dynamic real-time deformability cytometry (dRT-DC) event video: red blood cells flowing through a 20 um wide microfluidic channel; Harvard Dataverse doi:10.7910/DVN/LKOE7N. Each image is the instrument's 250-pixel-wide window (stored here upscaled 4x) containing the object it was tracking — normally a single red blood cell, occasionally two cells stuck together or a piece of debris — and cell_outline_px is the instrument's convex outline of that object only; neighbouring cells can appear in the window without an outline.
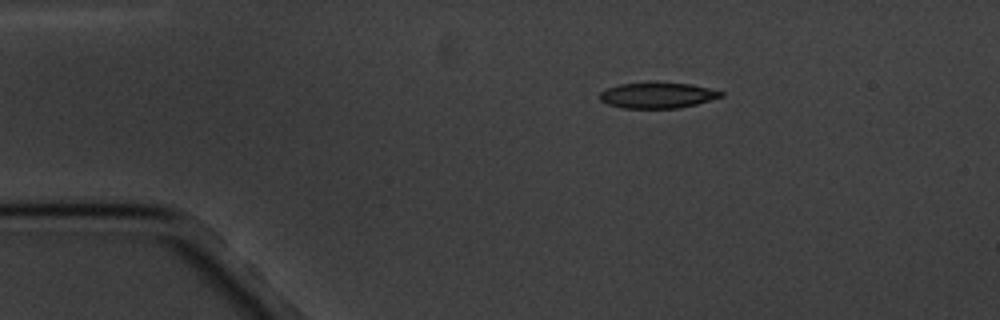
{"species": "common noctule bat (a hibernating species)", "species_latin": "Nyctalus noctula", "temperature_condition": "cold", "stored_images_in_passage": 5, "camera_frame_rate_fps": 3000, "um_per_image_px": 0.085, "animal": {"sex": "male", "body_mass_g": 20.1, "forearm_length_mm": 53.5}, "frame": {"image": 1, "passage_image": 1, "time_ms": 0.0, "image_size_px": [1000, 320], "cell_outline_px": [[724, 96], [696, 104], [680, 108], [624, 108], [608, 104], [600, 100], [600, 92], [604, 88], [620, 84], [652, 80], [656, 80], [688, 84], [708, 88], [724, 92]], "centroid_in_image_um": [55.85, 8.06], "position_along_channel_um": 29.1, "area_um2": 18.73}}
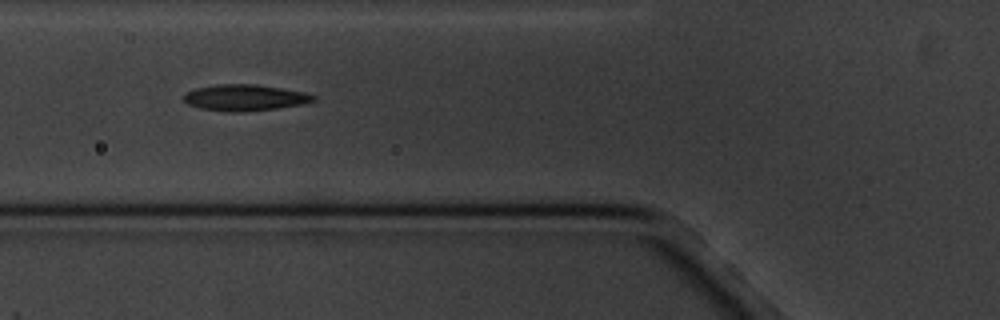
{"frame": {"image": 2, "passage_image": 4, "time_ms": 3.667, "image_size_px": [1000, 320], "cell_outline_px": [[316, 100], [300, 104], [276, 108], [240, 112], [232, 112], [200, 108], [188, 104], [184, 100], [184, 96], [188, 92], [196, 88], [216, 84], [256, 84], [304, 92], [316, 96]], "centroid_in_image_um": [20.81, 8.29], "position_along_channel_um": 105.0, "area_um2": 19.54}}
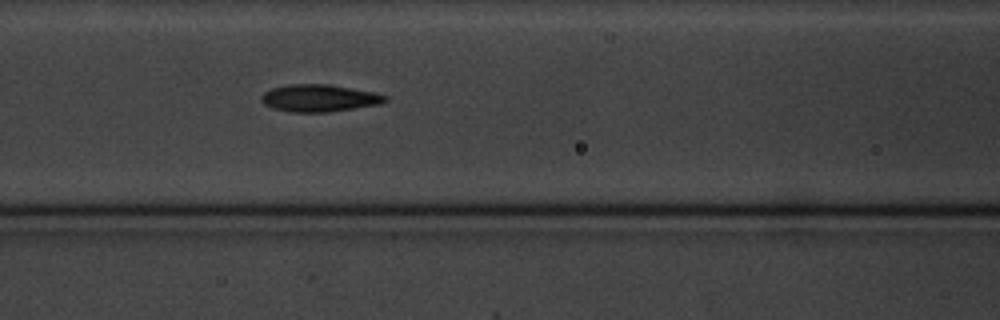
{"frame": {"image": 3, "passage_image": 5, "time_ms": 4.667, "image_size_px": [1000, 320], "cell_outline_px": [[388, 100], [380, 104], [328, 112], [292, 112], [272, 108], [264, 104], [260, 100], [260, 96], [264, 92], [272, 88], [288, 84], [328, 84], [372, 92], [388, 96]], "centroid_in_image_um": [27.1, 8.34], "position_along_channel_um": 139.5, "area_um2": 19.59}}